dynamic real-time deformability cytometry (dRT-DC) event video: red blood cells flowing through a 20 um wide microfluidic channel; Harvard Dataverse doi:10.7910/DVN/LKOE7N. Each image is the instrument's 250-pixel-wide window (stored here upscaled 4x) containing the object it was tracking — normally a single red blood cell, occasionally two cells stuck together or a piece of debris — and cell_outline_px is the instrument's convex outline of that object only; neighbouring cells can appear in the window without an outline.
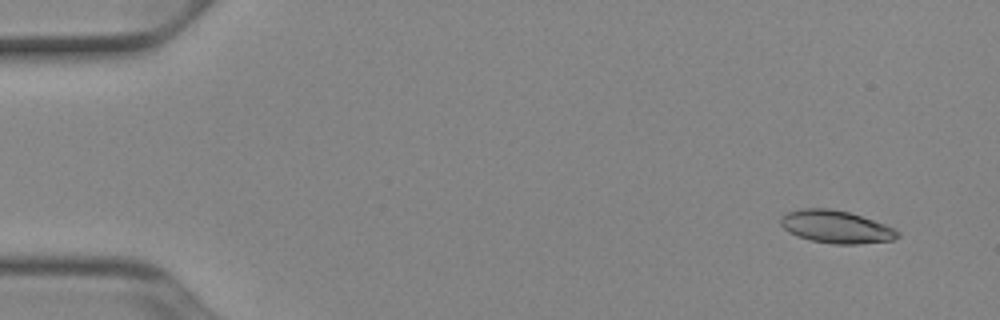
{"species": "Egyptian fruit bat (a non-hibernating species)", "species_latin": "Rousettus aegyptiacus", "temperature_condition": "cold", "stored_images_in_passage": 49, "camera_frame_rate_fps": 3000, "um_per_image_px": 0.085, "animal": {"sex": "female"}, "frame": {"image": 1, "passage_image": 1, "time_ms": 0.0, "image_size_px": [1000, 320], "cell_outline_px": [[900, 236], [892, 240], [856, 244], [832, 244], [812, 240], [796, 236], [788, 232], [780, 224], [780, 220], [788, 212], [800, 208], [832, 208], [848, 212], [884, 224], [900, 232]], "centroid_in_image_um": [71.04, 19.28], "position_along_channel_um": 14.0, "area_um2": 22.08}}
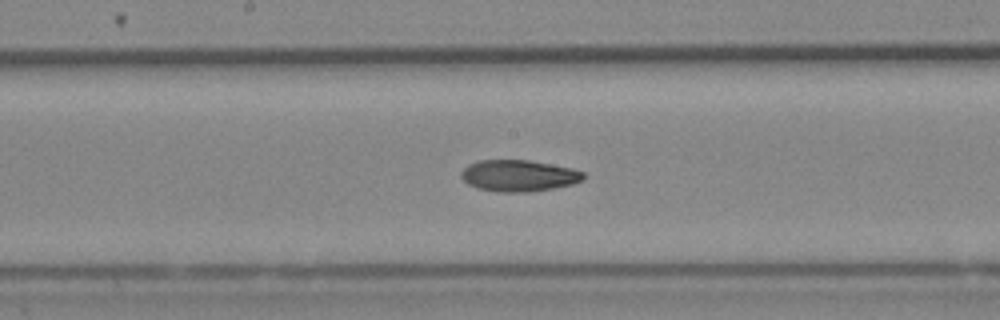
{"frame": {"image": 2, "passage_image": 25, "time_ms": 8.0, "image_size_px": [1000, 320], "cell_outline_px": [[584, 180], [572, 184], [552, 188], [528, 192], [496, 192], [476, 188], [468, 184], [460, 176], [460, 172], [468, 164], [480, 160], [528, 160], [572, 168], [584, 172]], "centroid_in_image_um": [44.06, 14.93], "position_along_channel_um": 204.1, "area_um2": 22.48}}
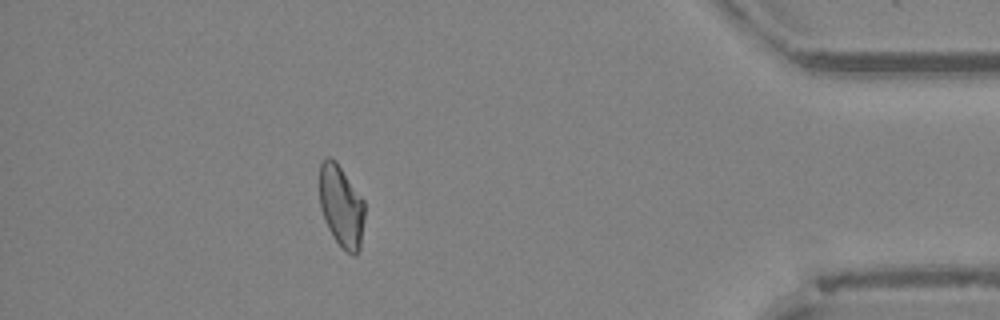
{"frame": {"image": 3, "passage_image": 44, "time_ms": 14.333, "image_size_px": [1000, 320], "cell_outline_px": [[364, 220], [360, 248], [356, 256], [352, 256], [340, 248], [332, 236], [324, 220], [320, 208], [320, 164], [328, 156], [336, 160], [364, 200]], "centroid_in_image_um": [29.01, 17.57], "position_along_channel_um": 406.2, "area_um2": 21.85}, "authors_computed_cell_mechanics": {"area_um2": 22.3108, "velocity_mm_per_s": 3.9011, "shape_relaxation_time_tau1_ms": 9.7518, "shape_relaxation_time_tau2_ms": 10.5531, "deformation_change_tau1": 0.21, "deformation_change_tau2": 0.1937}}